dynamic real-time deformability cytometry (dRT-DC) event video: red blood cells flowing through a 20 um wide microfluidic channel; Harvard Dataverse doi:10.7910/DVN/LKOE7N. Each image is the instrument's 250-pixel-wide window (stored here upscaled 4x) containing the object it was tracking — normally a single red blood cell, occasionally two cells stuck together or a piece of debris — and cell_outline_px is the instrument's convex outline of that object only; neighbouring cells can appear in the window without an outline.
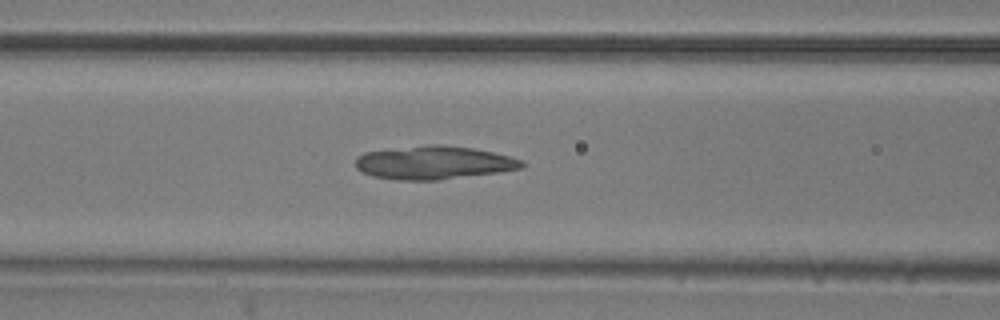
{"species": "common noctule bat (a hibernating species)", "species_latin": "Nyctalus noctula", "temperature_condition": "room temperature", "stored_images_in_passage": 43, "camera_frame_rate_fps": 3000, "um_per_image_px": 0.085, "animal": {"sex": "male", "body_mass_g": 20.5, "forearm_length_mm": 52.5}, "frame": {"image": 1, "passage_image": 12, "time_ms": 3.667, "image_size_px": [1000, 320], "cell_outline_px": [[524, 164], [520, 168], [500, 172], [436, 180], [396, 180], [372, 176], [356, 168], [356, 156], [364, 152], [428, 144], [436, 144], [472, 148], [492, 152], [508, 156], [520, 160]], "centroid_in_image_um": [36.82, 13.82], "position_along_channel_um": 129.8, "area_um2": 32.02}}
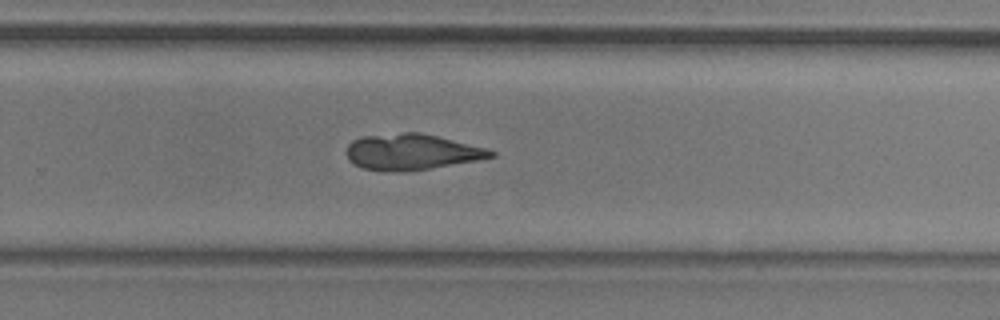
{"frame": {"image": 2, "passage_image": 25, "time_ms": 8.0, "image_size_px": [1000, 320], "cell_outline_px": [[496, 156], [476, 160], [428, 168], [360, 168], [348, 160], [344, 152], [348, 144], [352, 140], [364, 136], [404, 132], [420, 132], [488, 148], [496, 152]], "centroid_in_image_um": [34.99, 12.85], "position_along_channel_um": 294.8, "area_um2": 29.19}}
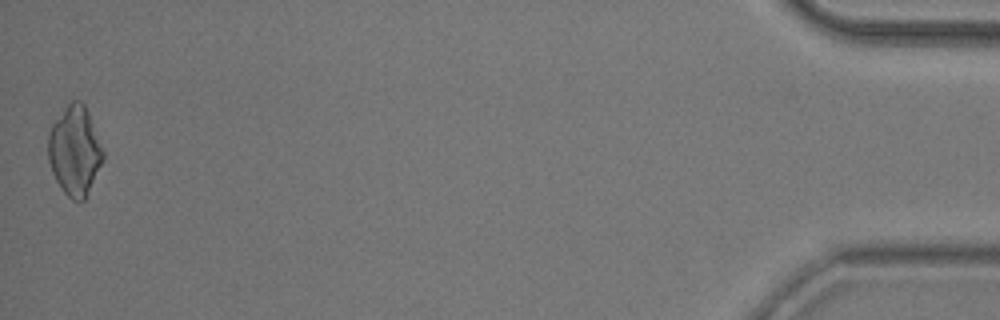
{"frame": {"image": 3, "passage_image": 43, "time_ms": 14.0, "image_size_px": [1000, 320], "cell_outline_px": [[104, 160], [84, 200], [72, 200], [64, 192], [56, 180], [52, 172], [48, 160], [48, 132], [52, 124], [68, 104], [72, 100], [80, 100], [84, 104], [88, 112], [104, 152]], "centroid_in_image_um": [6.35, 12.81], "position_along_channel_um": 428.9, "area_um2": 28.38}}